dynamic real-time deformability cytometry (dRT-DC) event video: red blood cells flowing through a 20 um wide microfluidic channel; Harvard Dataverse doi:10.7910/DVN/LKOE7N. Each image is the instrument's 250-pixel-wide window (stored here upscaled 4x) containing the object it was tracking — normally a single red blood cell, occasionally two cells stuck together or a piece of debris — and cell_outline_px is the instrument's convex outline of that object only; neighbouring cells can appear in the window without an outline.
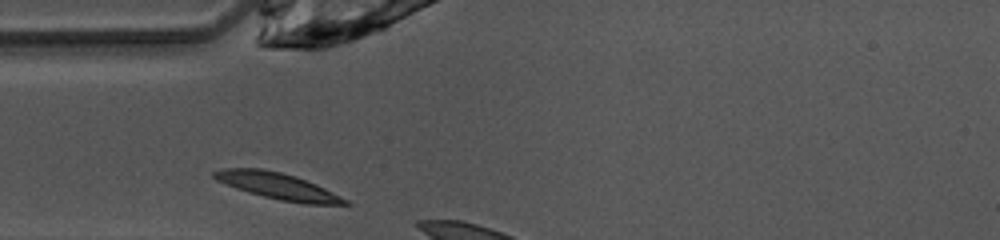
{"species": "common noctule bat (a hibernating species)", "species_latin": "Nyctalus noctula", "temperature_condition": "warm", "stored_images_in_passage": 3, "camera_frame_rate_fps": 3000, "um_per_image_px": 0.085, "animal": {"sex": "female", "body_mass_g": 10.0, "forearm_length_mm": 53.1}, "frame": {"image": 1, "passage_image": 1, "time_ms": 0.0, "image_size_px": [1000, 240], "cell_outline_px": [[352, 204], [304, 204], [280, 200], [248, 192], [236, 188], [216, 180], [212, 176], [212, 172], [224, 168], [260, 168], [280, 172], [296, 176], [316, 184], [348, 200]], "centroid_in_image_um": [23.59, 15.81], "position_along_channel_um": 61.4, "area_um2": 19.94}}